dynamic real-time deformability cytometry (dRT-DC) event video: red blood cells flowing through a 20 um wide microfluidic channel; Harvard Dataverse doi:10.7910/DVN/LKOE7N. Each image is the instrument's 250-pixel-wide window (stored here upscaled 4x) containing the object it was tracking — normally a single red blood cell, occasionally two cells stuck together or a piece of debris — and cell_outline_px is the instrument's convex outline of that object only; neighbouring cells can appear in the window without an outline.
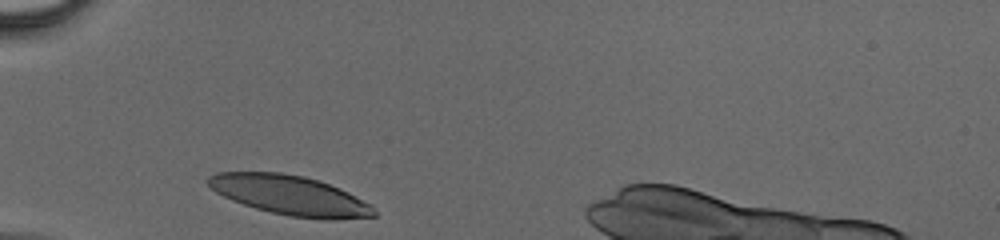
{"species": "human", "species_latin": "Homo sapiens", "temperature_condition": "cold", "stored_images_in_passage": 25, "camera_frame_rate_fps": 3000, "um_per_image_px": 0.085, "donor": {"sex": "male"}, "frame": {"image": 1, "passage_image": 1, "time_ms": 0.0, "image_size_px": [1000, 240], "cell_outline_px": [[376, 216], [332, 220], [328, 220], [288, 216], [256, 208], [232, 200], [216, 192], [208, 184], [208, 176], [216, 172], [280, 172], [304, 176], [328, 184], [348, 192], [372, 204], [376, 212]], "centroid_in_image_um": [24.67, 16.6], "position_along_channel_um": 60.3, "area_um2": 38.09}}
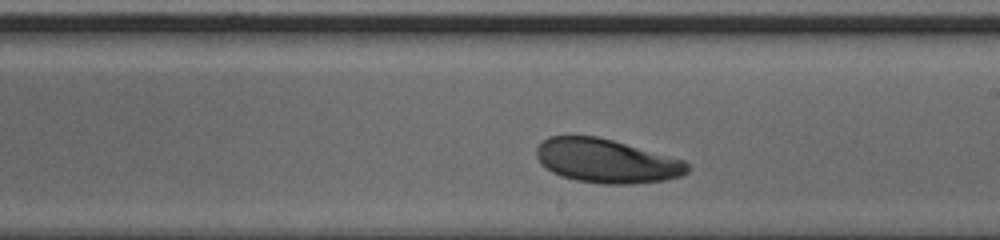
{"frame": {"image": 2, "passage_image": 14, "time_ms": 4.333, "image_size_px": [1000, 240], "cell_outline_px": [[688, 172], [680, 176], [664, 180], [628, 184], [604, 184], [576, 180], [552, 172], [540, 164], [536, 156], [536, 148], [548, 136], [596, 136], [612, 140], [684, 160], [688, 164]], "centroid_in_image_um": [51.53, 13.68], "position_along_channel_um": 237.5, "area_um2": 38.26}}
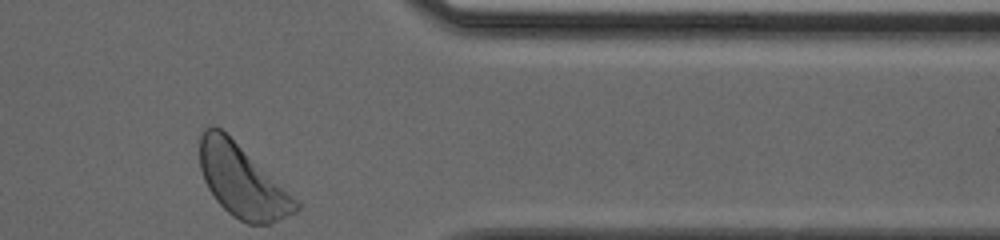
{"frame": {"image": 3, "passage_image": 25, "time_ms": 8.0, "image_size_px": [1000, 240], "cell_outline_px": [[300, 208], [296, 212], [280, 220], [268, 224], [248, 224], [232, 216], [216, 200], [208, 188], [204, 180], [200, 168], [200, 136], [204, 128], [212, 124], [220, 128], [300, 200]], "centroid_in_image_um": [20.61, 15.41], "position_along_channel_um": 390.8, "area_um2": 40.52}}